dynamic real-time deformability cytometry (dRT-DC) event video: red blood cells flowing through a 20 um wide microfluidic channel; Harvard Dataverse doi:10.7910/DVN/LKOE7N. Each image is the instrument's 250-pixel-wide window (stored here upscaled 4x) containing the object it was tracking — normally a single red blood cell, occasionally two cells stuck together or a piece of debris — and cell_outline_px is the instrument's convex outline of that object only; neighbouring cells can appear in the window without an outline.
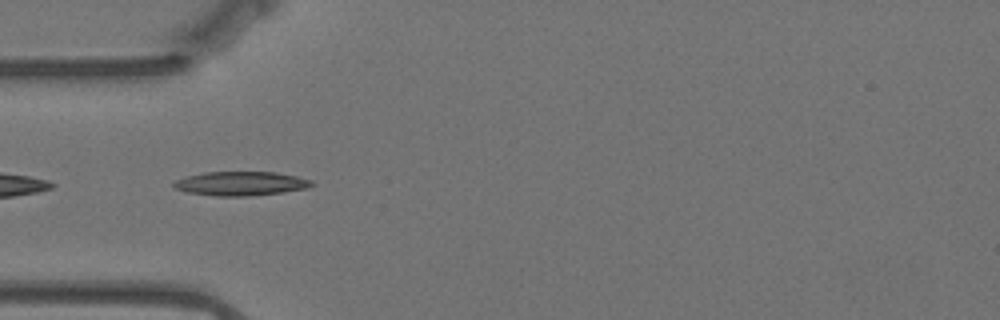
{"species": "Egyptian fruit bat (a non-hibernating species)", "species_latin": "Rousettus aegyptiacus", "temperature_condition": "warm", "stored_images_in_passage": 42, "camera_frame_rate_fps": 3000, "um_per_image_px": 0.085, "animal": {"sex": "female"}, "frame": {"image": 1, "passage_image": 2, "time_ms": 0.333, "image_size_px": [1000, 320], "cell_outline_px": [[316, 184], [308, 188], [284, 192], [248, 196], [216, 196], [184, 192], [176, 188], [172, 184], [172, 180], [204, 172], [276, 172], [296, 176], [312, 180]], "centroid_in_image_um": [20.47, 15.6], "position_along_channel_um": 64.5, "area_um2": 19.54}}
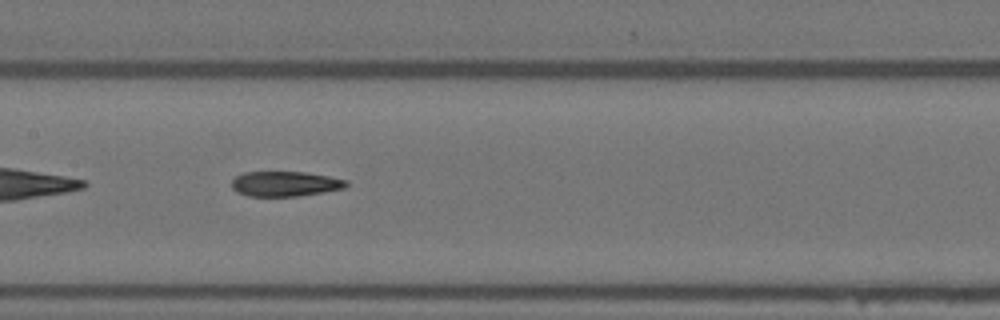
{"frame": {"image": 2, "passage_image": 12, "time_ms": 3.667, "image_size_px": [1000, 320], "cell_outline_px": [[348, 184], [344, 188], [324, 192], [300, 196], [248, 196], [236, 192], [232, 188], [232, 180], [236, 176], [244, 172], [304, 172], [328, 176], [348, 180]], "centroid_in_image_um": [24.23, 15.63], "position_along_channel_um": 183.2, "area_um2": 16.76}}
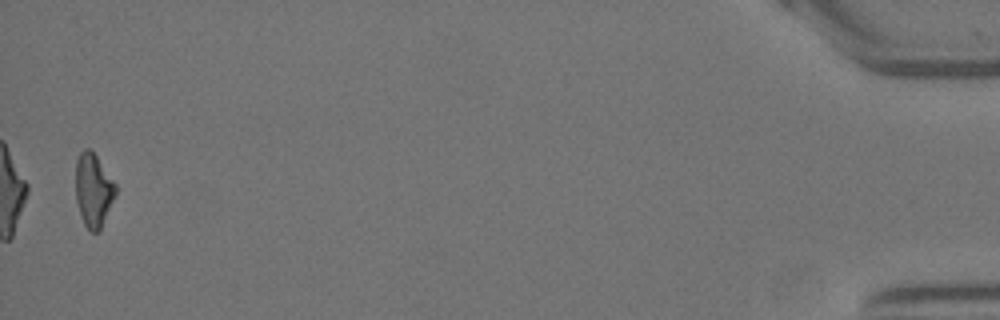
{"frame": {"image": 3, "passage_image": 41, "time_ms": 13.333, "image_size_px": [1000, 320], "cell_outline_px": [[116, 192], [100, 228], [96, 232], [92, 232], [84, 224], [80, 216], [76, 200], [76, 160], [80, 152], [84, 148], [88, 148], [96, 156], [116, 184]], "centroid_in_image_um": [7.91, 16.13], "position_along_channel_um": 427.3, "area_um2": 16.7}, "authors_computed_cell_mechanics": {"area_um2": 17.629, "velocity_mm_per_s": 3.5302, "shape_relaxation_time_tau1_ms": null, "shape_relaxation_time_tau2_ms": 6.5734, "deformation_change_tau1": null, "deformation_change_tau2": 0.1695}}